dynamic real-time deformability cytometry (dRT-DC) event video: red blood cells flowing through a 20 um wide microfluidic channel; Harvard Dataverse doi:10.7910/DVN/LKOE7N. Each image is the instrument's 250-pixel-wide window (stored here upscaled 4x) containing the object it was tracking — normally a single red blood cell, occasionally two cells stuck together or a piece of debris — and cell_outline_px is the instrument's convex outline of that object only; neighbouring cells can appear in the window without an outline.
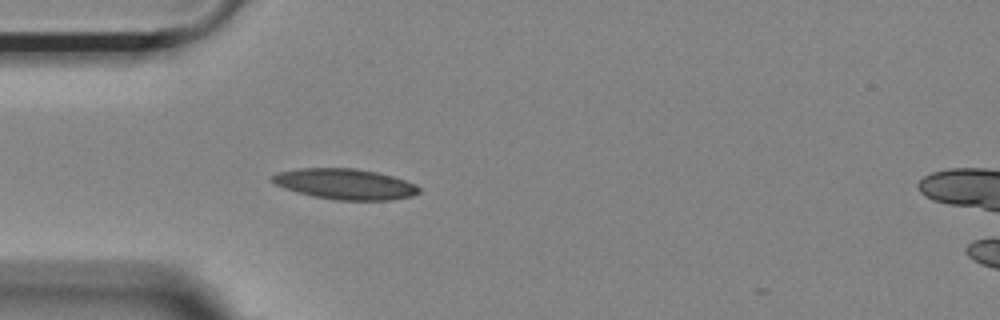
{"species": "Egyptian fruit bat (a non-hibernating species)", "species_latin": "Rousettus aegyptiacus", "temperature_condition": "room temperature", "stored_images_in_passage": 2, "camera_frame_rate_fps": 3000, "um_per_image_px": 0.085, "animal": {"sex": "female"}, "frame": {"image": 1, "passage_image": 1, "time_ms": 0.0, "image_size_px": [1000, 320], "cell_outline_px": [[420, 192], [412, 196], [392, 200], [336, 200], [312, 196], [296, 192], [284, 188], [268, 180], [272, 176], [280, 172], [300, 168], [356, 168], [376, 172], [392, 176], [404, 180], [420, 188]], "centroid_in_image_um": [29.3, 15.65], "position_along_channel_um": 55.7, "area_um2": 26.13}}